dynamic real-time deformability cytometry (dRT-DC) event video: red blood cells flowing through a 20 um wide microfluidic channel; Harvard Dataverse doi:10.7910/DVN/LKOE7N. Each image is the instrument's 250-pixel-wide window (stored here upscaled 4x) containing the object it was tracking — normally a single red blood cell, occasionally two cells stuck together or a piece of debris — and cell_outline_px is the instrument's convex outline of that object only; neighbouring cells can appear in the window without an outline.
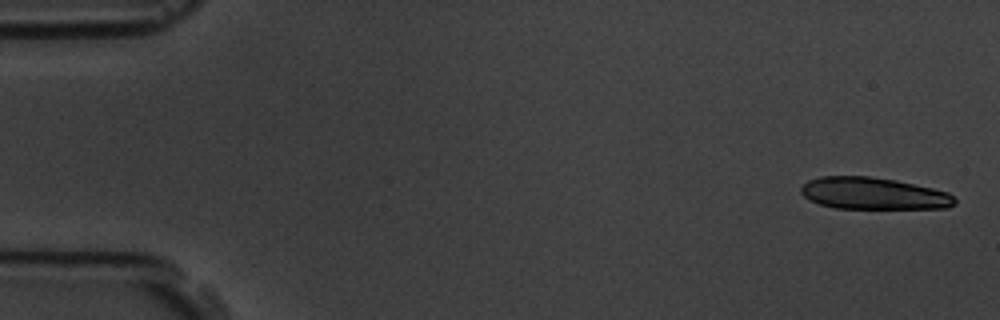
{"species": "common noctule bat (a hibernating species)", "species_latin": "Nyctalus noctula", "temperature_condition": "room temperature", "stored_images_in_passage": 6, "camera_frame_rate_fps": 3000, "um_per_image_px": 0.085, "animal": {"sex": "male", "body_mass_g": 19.5, "forearm_length_mm": 54.6}, "frame": {"image": 1, "passage_image": 1, "time_ms": 0.0, "image_size_px": [1000, 320], "cell_outline_px": [[956, 204], [948, 208], [836, 208], [820, 204], [804, 196], [800, 192], [800, 188], [808, 180], [820, 176], [868, 176], [896, 180], [932, 188], [948, 192], [956, 200]], "centroid_in_image_um": [74.25, 16.44], "position_along_channel_um": 10.8, "area_um2": 28.5}}
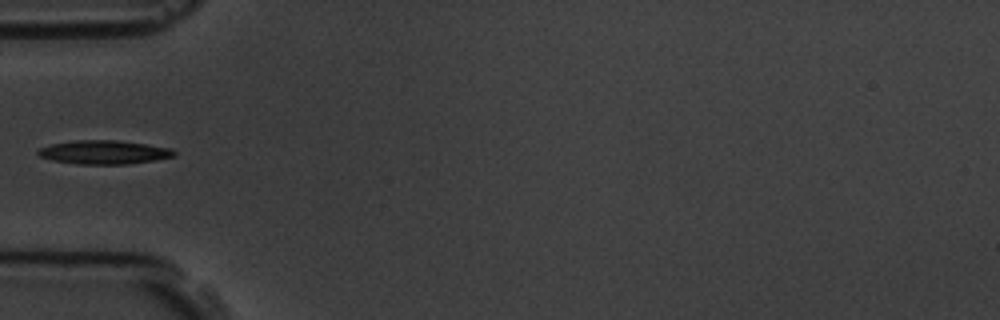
{"frame": {"image": 2, "passage_image": 6, "time_ms": 5.667, "image_size_px": [1000, 320], "cell_outline_px": [[176, 156], [156, 160], [128, 164], [80, 164], [52, 160], [40, 156], [36, 152], [40, 148], [52, 144], [76, 140], [116, 140], [172, 148], [176, 152]], "centroid_in_image_um": [8.88, 12.94], "position_along_channel_um": 76.1, "area_um2": 18.73}}